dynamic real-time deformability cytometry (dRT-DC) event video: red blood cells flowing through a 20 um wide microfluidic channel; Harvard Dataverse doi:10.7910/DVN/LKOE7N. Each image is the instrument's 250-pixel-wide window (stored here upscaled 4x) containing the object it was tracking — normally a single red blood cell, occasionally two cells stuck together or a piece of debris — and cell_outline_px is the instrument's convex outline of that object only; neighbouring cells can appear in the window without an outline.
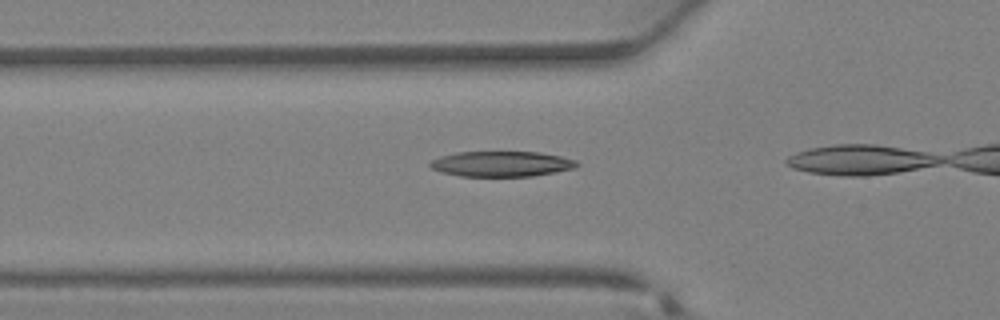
{"species": "Egyptian fruit bat (a non-hibernating species)", "species_latin": "Rousettus aegyptiacus", "temperature_condition": "warm", "stored_images_in_passage": 6, "camera_frame_rate_fps": 3000, "um_per_image_px": 0.085, "animal": {"sex": "female"}, "frame": {"image": 1, "passage_image": 2, "time_ms": 0.333, "image_size_px": [1000, 320], "cell_outline_px": [[580, 164], [576, 168], [532, 176], [460, 176], [440, 172], [432, 168], [428, 164], [432, 160], [440, 156], [456, 152], [540, 152], [560, 156], [576, 160]], "centroid_in_image_um": [42.63, 13.93], "position_along_channel_um": 83.2, "area_um2": 21.73}}
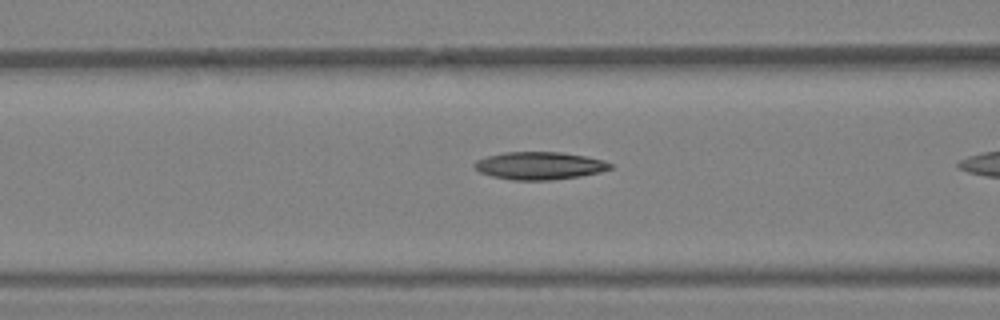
{"frame": {"image": 2, "passage_image": 4, "time_ms": 1.0, "image_size_px": [1000, 320], "cell_outline_px": [[612, 168], [600, 172], [580, 176], [552, 180], [512, 180], [492, 176], [480, 172], [472, 164], [476, 160], [488, 156], [504, 152], [560, 152], [584, 156], [604, 160], [612, 164]], "centroid_in_image_um": [45.85, 14.08], "position_along_channel_um": 120.7, "area_um2": 21.85}}